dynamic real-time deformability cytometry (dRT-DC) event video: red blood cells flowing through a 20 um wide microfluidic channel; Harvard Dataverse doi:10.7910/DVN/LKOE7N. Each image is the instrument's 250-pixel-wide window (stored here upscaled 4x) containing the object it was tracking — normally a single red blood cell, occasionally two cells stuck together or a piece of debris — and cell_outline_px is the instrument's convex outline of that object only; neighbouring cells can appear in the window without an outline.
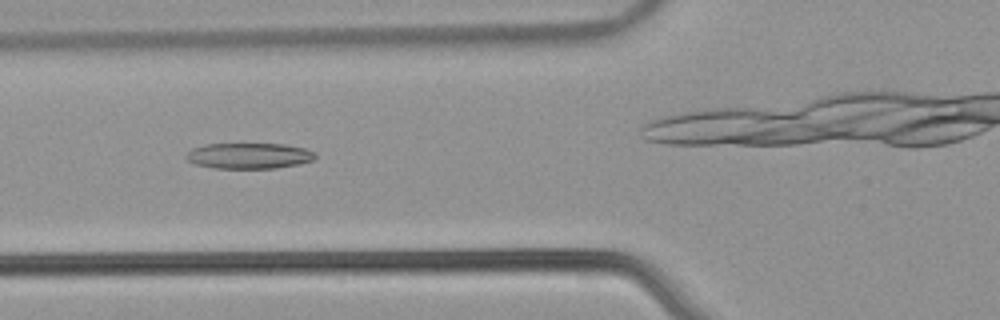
{"species": "common noctule bat (a hibernating species)", "species_latin": "Nyctalus noctula", "temperature_condition": "warm", "stored_images_in_passage": 43, "camera_frame_rate_fps": 3000, "um_per_image_px": 0.085, "animal": {"sex": "male", "body_mass_g": 21.5, "forearm_length_mm": 52.0}, "frame": {"image": 1, "passage_image": 21, "time_ms": 6.667, "image_size_px": [1000, 320], "cell_outline_px": [[316, 156], [312, 160], [300, 164], [276, 168], [212, 168], [196, 164], [188, 160], [184, 156], [192, 148], [204, 144], [284, 144], [304, 148], [316, 152]], "centroid_in_image_um": [21.17, 13.24], "position_along_channel_um": 104.6, "area_um2": 19.42}}
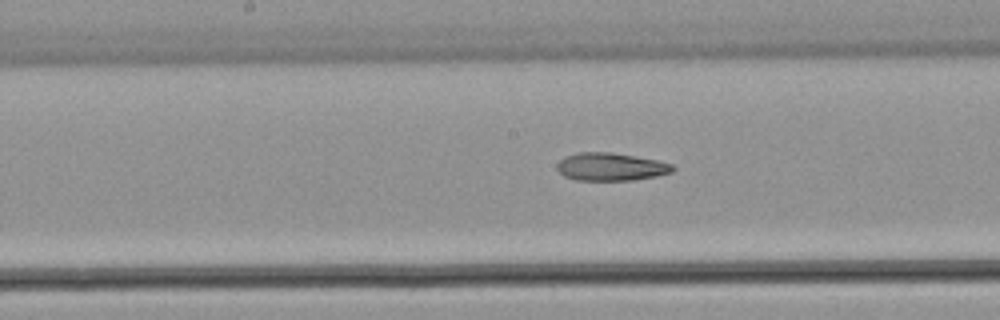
{"frame": {"image": 2, "passage_image": 28, "time_ms": 9.0, "image_size_px": [1000, 320], "cell_outline_px": [[676, 168], [672, 172], [656, 176], [632, 180], [576, 180], [564, 176], [556, 168], [556, 164], [564, 156], [576, 152], [612, 152], [636, 156], [656, 160], [672, 164]], "centroid_in_image_um": [51.89, 14.17], "position_along_channel_um": 196.3, "area_um2": 18.9}}
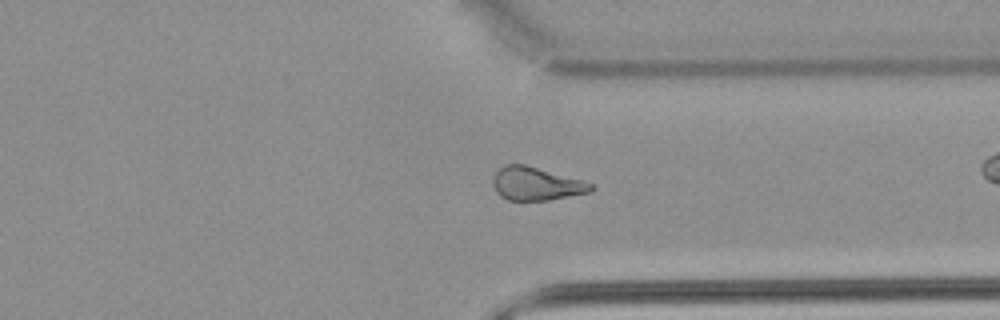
{"frame": {"image": 3, "passage_image": 41, "time_ms": 13.333, "image_size_px": [1000, 320], "cell_outline_px": [[596, 188], [592, 192], [548, 200], [508, 200], [500, 196], [496, 192], [492, 184], [492, 180], [496, 172], [504, 164], [524, 164], [596, 184]], "centroid_in_image_um": [45.6, 15.62], "position_along_channel_um": 365.8, "area_um2": 19.07}}